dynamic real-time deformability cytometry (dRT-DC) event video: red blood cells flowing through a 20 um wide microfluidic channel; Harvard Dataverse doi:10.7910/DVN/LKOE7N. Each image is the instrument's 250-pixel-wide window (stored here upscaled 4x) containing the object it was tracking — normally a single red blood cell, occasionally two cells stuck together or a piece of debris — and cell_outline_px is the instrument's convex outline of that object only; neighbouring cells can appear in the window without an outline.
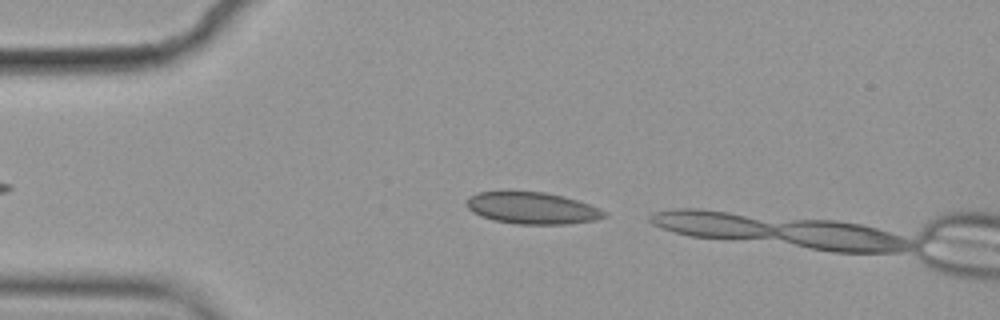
{"species": "common noctule bat (a hibernating species)", "species_latin": "Nyctalus noctula", "temperature_condition": "cold", "stored_images_in_passage": 5, "camera_frame_rate_fps": 3000, "um_per_image_px": 0.085, "animal": {"sex": "female", "body_mass_g": 19.9}, "frame": {"image": 1, "passage_image": 2, "time_ms": 0.333, "image_size_px": [1000, 320], "cell_outline_px": [[608, 216], [596, 220], [564, 224], [516, 224], [492, 220], [480, 216], [472, 212], [468, 208], [468, 200], [476, 192], [544, 192], [564, 196], [600, 208]], "centroid_in_image_um": [45.25, 17.7], "position_along_channel_um": 39.7, "area_um2": 25.26}}